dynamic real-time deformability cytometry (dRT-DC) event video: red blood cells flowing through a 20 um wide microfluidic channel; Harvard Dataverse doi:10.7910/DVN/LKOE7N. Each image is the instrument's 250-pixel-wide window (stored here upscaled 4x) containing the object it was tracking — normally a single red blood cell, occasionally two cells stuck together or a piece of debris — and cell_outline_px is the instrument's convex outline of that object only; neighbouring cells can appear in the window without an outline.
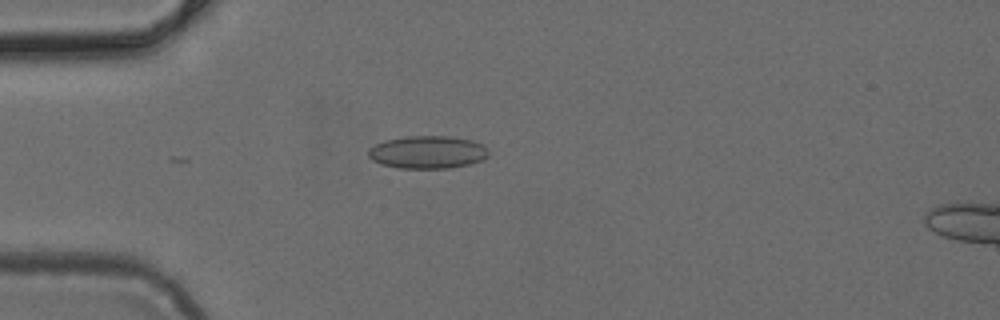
{"species": "common noctule bat (a hibernating species)", "species_latin": "Nyctalus noctula", "temperature_condition": "cold", "stored_images_in_passage": 3, "camera_frame_rate_fps": 3000, "um_per_image_px": 0.085, "animal": {"sex": "female", "body_mass_g": 24.6, "forearm_length_mm": 56.2}, "frame": {"image": 1, "passage_image": 2, "time_ms": 0.333, "image_size_px": [1000, 320], "cell_outline_px": [[488, 156], [480, 160], [468, 164], [448, 168], [396, 168], [380, 164], [372, 160], [368, 156], [368, 148], [384, 140], [404, 136], [452, 136], [472, 140], [484, 144], [488, 148]], "centroid_in_image_um": [36.32, 12.92], "position_along_channel_um": 48.7, "area_um2": 23.18}}